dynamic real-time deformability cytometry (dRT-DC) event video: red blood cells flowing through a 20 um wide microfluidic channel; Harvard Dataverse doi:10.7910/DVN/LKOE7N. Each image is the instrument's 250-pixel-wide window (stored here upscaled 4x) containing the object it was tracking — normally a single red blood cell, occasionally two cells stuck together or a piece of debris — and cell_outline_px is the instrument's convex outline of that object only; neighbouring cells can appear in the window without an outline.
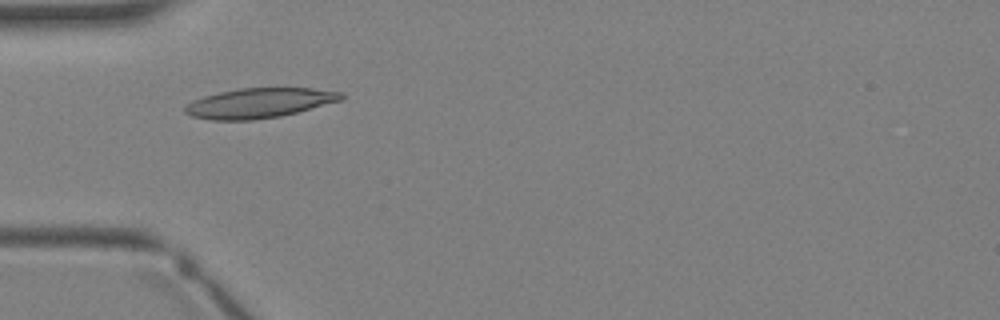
{"species": "Egyptian fruit bat (a non-hibernating species)", "species_latin": "Rousettus aegyptiacus", "temperature_condition": "warm", "stored_images_in_passage": 1, "camera_frame_rate_fps": 3000, "um_per_image_px": 0.085, "animal": {"sex": "female"}, "frame": {"image": 1, "passage_image": 1, "time_ms": 0.0, "image_size_px": [1000, 320], "cell_outline_px": [[344, 100], [280, 116], [252, 120], [212, 120], [192, 116], [184, 112], [184, 108], [192, 100], [204, 96], [220, 92], [240, 88], [312, 88], [344, 92]], "centroid_in_image_um": [22.07, 8.75], "position_along_channel_um": 62.9, "area_um2": 27.17}}